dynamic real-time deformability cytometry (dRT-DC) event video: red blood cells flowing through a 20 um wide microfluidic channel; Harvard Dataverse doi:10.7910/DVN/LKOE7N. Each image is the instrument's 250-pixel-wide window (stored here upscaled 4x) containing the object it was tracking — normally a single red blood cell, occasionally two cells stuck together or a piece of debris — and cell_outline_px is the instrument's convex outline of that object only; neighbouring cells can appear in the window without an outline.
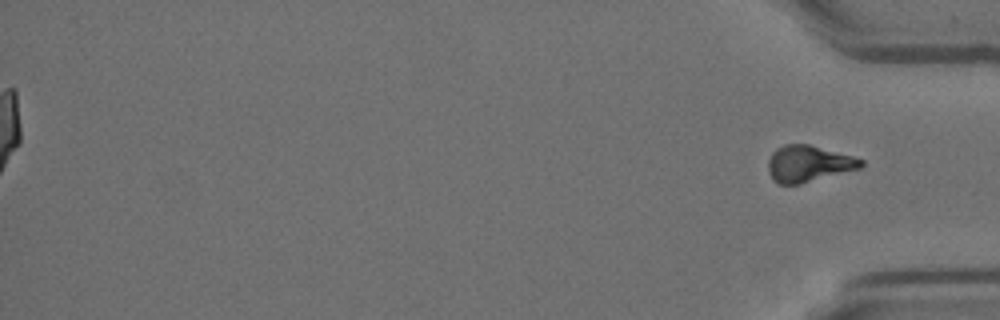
{"species": "Egyptian fruit bat (a non-hibernating species)", "species_latin": "Rousettus aegyptiacus", "temperature_condition": "room temperature", "stored_images_in_passage": 47, "segment_of_instrument_passage": [2, 2], "camera_frame_rate_fps": 3000, "um_per_image_px": 0.085, "animal": {"sex": "female"}, "frame": {"image": 1, "passage_image": 47, "time_ms": 15.333, "image_size_px": [1000, 320], "cell_outline_px": [[864, 164], [860, 168], [800, 184], [780, 184], [772, 180], [768, 172], [768, 160], [772, 152], [776, 148], [784, 144], [808, 144], [852, 156], [864, 160]], "centroid_in_image_um": [68.68, 13.91], "position_along_channel_um": 366.5, "area_um2": 19.65}}